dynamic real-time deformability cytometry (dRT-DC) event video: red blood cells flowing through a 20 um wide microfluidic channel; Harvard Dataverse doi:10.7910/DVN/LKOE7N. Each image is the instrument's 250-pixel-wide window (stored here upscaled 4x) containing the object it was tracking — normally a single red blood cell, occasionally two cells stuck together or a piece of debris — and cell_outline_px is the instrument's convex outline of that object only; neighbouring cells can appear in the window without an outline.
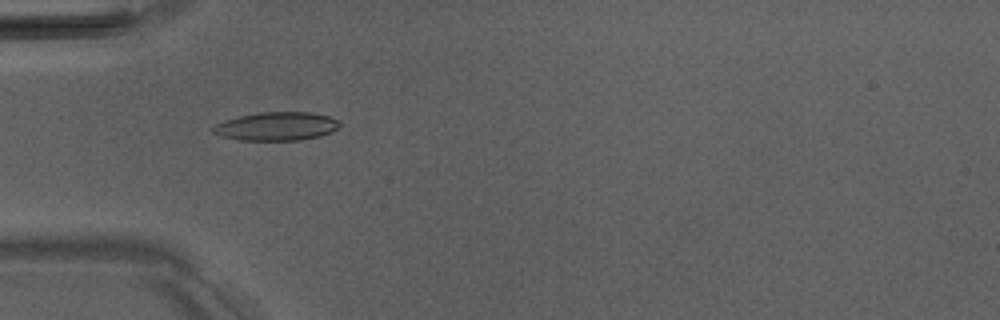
{"species": "Egyptian fruit bat (a non-hibernating species)", "species_latin": "Rousettus aegyptiacus", "temperature_condition": "room temperature", "stored_images_in_passage": 6, "camera_frame_rate_fps": 3000, "um_per_image_px": 0.085, "animal": {"sex": "male"}, "frame": {"image": 1, "passage_image": 5, "time_ms": 4.667, "image_size_px": [1000, 320], "cell_outline_px": [[340, 124], [332, 132], [320, 136], [300, 140], [240, 140], [220, 136], [212, 132], [212, 128], [216, 124], [224, 120], [240, 116], [264, 112], [312, 112], [328, 116], [336, 120]], "centroid_in_image_um": [23.49, 10.74], "position_along_channel_um": 61.5, "area_um2": 20.87}}